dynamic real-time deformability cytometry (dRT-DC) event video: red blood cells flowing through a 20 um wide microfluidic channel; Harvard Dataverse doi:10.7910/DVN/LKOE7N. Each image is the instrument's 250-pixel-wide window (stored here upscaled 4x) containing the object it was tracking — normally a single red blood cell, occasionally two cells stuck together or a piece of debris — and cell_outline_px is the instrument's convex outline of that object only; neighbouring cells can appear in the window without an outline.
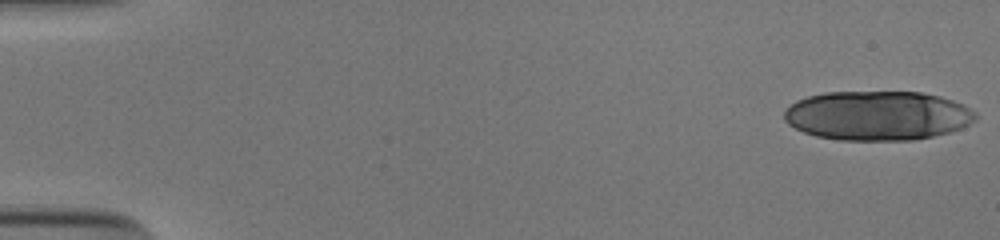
{"species": "human", "species_latin": "Homo sapiens", "temperature_condition": "cold", "stored_images_in_passage": 18, "camera_frame_rate_fps": 3000, "um_per_image_px": 0.085, "donor": {"sex": "male"}, "frame": {"image": 1, "passage_image": 1, "time_ms": 0.0, "image_size_px": [1000, 240], "cell_outline_px": [[976, 120], [960, 128], [948, 132], [932, 136], [912, 140], [840, 140], [816, 136], [804, 132], [788, 124], [784, 120], [784, 112], [796, 100], [808, 96], [824, 92], [920, 92], [940, 96], [964, 104], [976, 112]], "centroid_in_image_um": [74.59, 9.82], "position_along_channel_um": 10.4, "area_um2": 55.08}}